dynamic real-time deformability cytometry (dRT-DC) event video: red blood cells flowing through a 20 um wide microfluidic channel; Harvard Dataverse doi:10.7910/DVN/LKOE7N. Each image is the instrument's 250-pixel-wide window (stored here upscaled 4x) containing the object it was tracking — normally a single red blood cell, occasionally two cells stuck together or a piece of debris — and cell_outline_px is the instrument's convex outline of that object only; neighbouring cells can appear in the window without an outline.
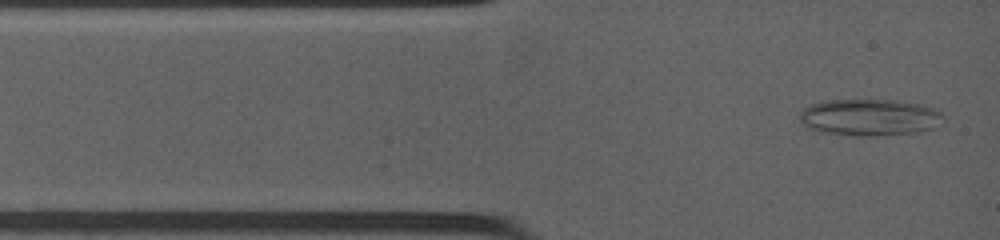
{"species": "common noctule bat (a hibernating species)", "species_latin": "Nyctalus noctula", "temperature_condition": "warm", "stored_images_in_passage": 51, "camera_frame_rate_fps": 4500, "um_per_image_px": 0.085, "animal": {"sex": "female", "body_mass_g": 19.0, "forearm_length_mm": 53.3}, "frame": {"image": 1, "passage_image": 1, "time_ms": 0.0, "image_size_px": [1000, 240], "cell_outline_px": [[944, 116], [936, 128], [916, 132], [868, 136], [852, 136], [820, 132], [808, 128], [800, 120], [800, 112], [804, 108], [812, 104], [828, 100], [896, 100], [920, 104], [936, 108]], "centroid_in_image_um": [73.92, 9.98], "position_along_channel_um": 11.1, "area_um2": 30.81}}
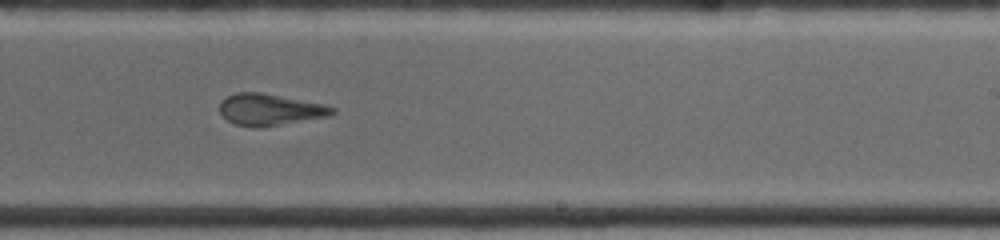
{"frame": {"image": 2, "passage_image": 26, "time_ms": 7.333, "image_size_px": [1000, 240], "cell_outline_px": [[336, 112], [328, 116], [260, 128], [236, 124], [228, 120], [220, 112], [220, 100], [236, 92], [260, 92], [324, 104], [336, 108]], "centroid_in_image_um": [22.94, 9.31], "position_along_channel_um": 266.1, "area_um2": 20.58}}
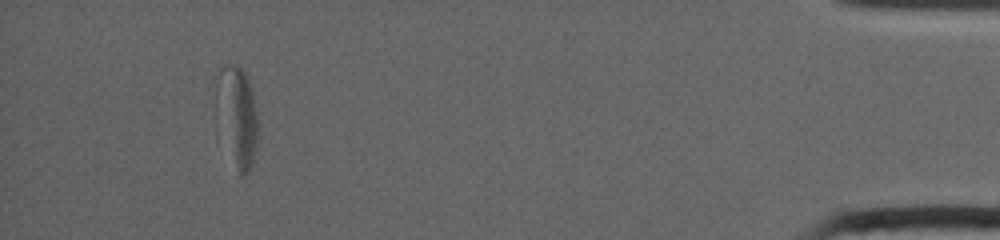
{"frame": {"image": 3, "passage_image": 51, "time_ms": 13.556, "image_size_px": [1000, 240], "cell_outline_px": [[256, 152], [252, 164], [248, 172], [244, 176], [236, 176], [216, 136], [212, 76], [224, 64], [236, 64], [248, 76], [252, 88], [256, 112]], "centroid_in_image_um": [19.99, 9.94], "position_along_channel_um": 415.2, "area_um2": 27.28}, "authors_computed_cell_mechanics": {"area_um2": 22.831, "velocity_mm_per_s": 3.9214, "shape_relaxation_time_tau1_ms": null, "shape_relaxation_time_tau2_ms": 3.1683, "deformation_change_tau1": null, "deformation_change_tau2": 0.1151}}